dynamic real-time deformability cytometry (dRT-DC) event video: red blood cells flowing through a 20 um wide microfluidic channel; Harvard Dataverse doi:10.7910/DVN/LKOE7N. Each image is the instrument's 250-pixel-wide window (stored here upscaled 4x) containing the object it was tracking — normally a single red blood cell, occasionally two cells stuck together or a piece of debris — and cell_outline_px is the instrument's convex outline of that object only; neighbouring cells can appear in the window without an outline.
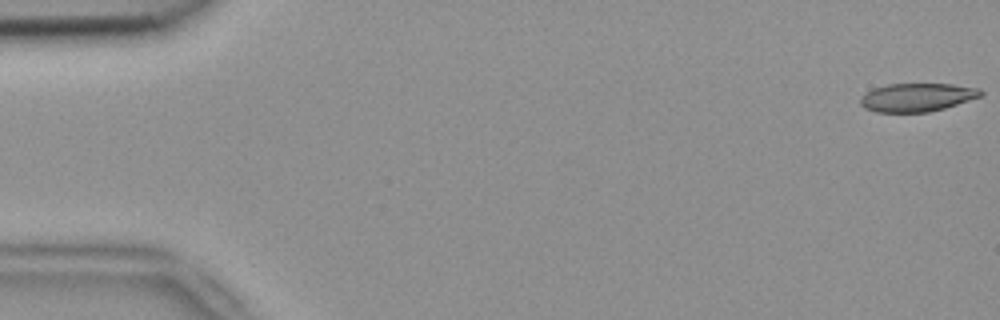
{"species": "common noctule bat (a hibernating species)", "species_latin": "Nyctalus noctula", "temperature_condition": "room temperature", "stored_images_in_passage": 53, "camera_frame_rate_fps": 3000, "um_per_image_px": 0.085, "animal": {"sex": "female", "body_mass_g": 18.4}, "frame": {"image": 1, "passage_image": 1, "time_ms": 0.0, "image_size_px": [1000, 320], "cell_outline_px": [[984, 96], [944, 108], [928, 112], [876, 112], [864, 108], [860, 104], [860, 96], [872, 88], [888, 84], [952, 84], [980, 88], [984, 92]], "centroid_in_image_um": [77.96, 8.27], "position_along_channel_um": 7.0, "area_um2": 20.11}}
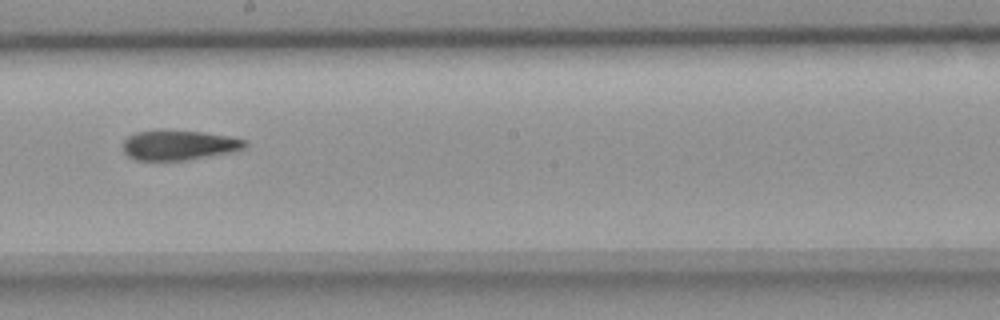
{"frame": {"image": 2, "passage_image": 30, "time_ms": 9.667, "image_size_px": [1000, 320], "cell_outline_px": [[248, 144], [244, 148], [232, 152], [188, 160], [136, 160], [128, 156], [124, 152], [124, 140], [128, 136], [136, 132], [204, 132], [228, 136], [248, 140]], "centroid_in_image_um": [15.26, 12.36], "position_along_channel_um": 232.9, "area_um2": 20.75}}
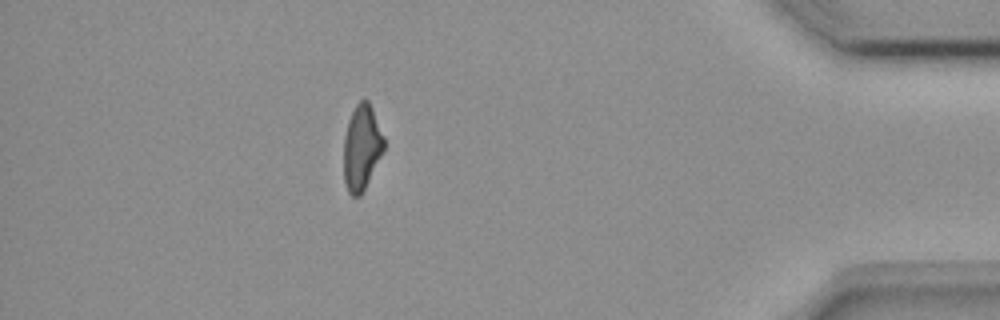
{"frame": {"image": 3, "passage_image": 47, "time_ms": 15.333, "image_size_px": [1000, 320], "cell_outline_px": [[384, 152], [360, 196], [352, 196], [348, 192], [344, 180], [344, 136], [348, 120], [356, 104], [364, 96], [368, 100], [372, 108], [384, 136]], "centroid_in_image_um": [30.75, 12.51], "position_along_channel_um": 404.5, "area_um2": 20.11}, "authors_computed_cell_mechanics": {"area_um2": 21.386, "velocity_mm_per_s": 3.8428, "shape_relaxation_time_tau1_ms": null, "shape_relaxation_time_tau2_ms": 5.8504, "deformation_change_tau1": null, "deformation_change_tau2": 0.149}}